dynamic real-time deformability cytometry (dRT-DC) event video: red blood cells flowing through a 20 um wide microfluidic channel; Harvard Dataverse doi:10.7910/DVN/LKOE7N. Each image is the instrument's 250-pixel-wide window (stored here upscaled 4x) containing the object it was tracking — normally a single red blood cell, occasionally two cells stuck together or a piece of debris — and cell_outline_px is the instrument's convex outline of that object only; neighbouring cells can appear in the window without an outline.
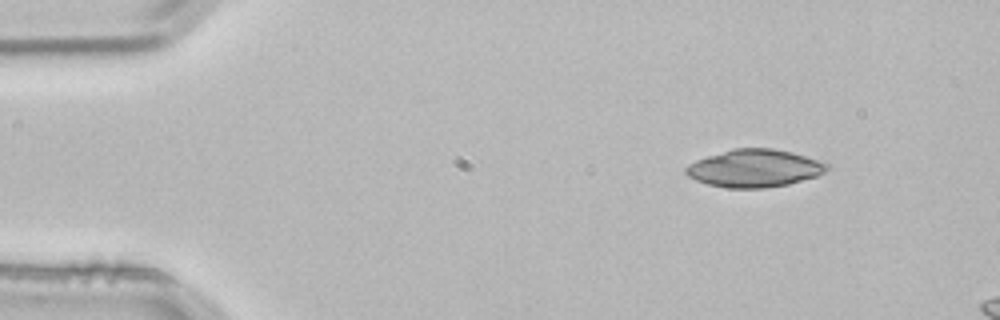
{"species": "common noctule bat (a hibernating species)", "species_latin": "Nyctalus noctula", "temperature_condition": "room temperature", "stored_images_in_passage": 4, "camera_frame_rate_fps": 3000, "um_per_image_px": 0.085, "animal": {"sex": "male", "body_mass_g": 21.5, "forearm_length_mm": 52.0}, "frame": {"image": 1, "passage_image": 1, "time_ms": 0.0, "image_size_px": [1000, 320], "cell_outline_px": [[828, 168], [824, 172], [816, 176], [788, 184], [764, 188], [728, 188], [708, 184], [696, 180], [688, 176], [684, 172], [684, 168], [688, 164], [696, 160], [732, 148], [772, 148], [792, 152], [828, 164]], "centroid_in_image_um": [64.08, 14.3], "position_along_channel_um": 20.9, "area_um2": 30.75}}